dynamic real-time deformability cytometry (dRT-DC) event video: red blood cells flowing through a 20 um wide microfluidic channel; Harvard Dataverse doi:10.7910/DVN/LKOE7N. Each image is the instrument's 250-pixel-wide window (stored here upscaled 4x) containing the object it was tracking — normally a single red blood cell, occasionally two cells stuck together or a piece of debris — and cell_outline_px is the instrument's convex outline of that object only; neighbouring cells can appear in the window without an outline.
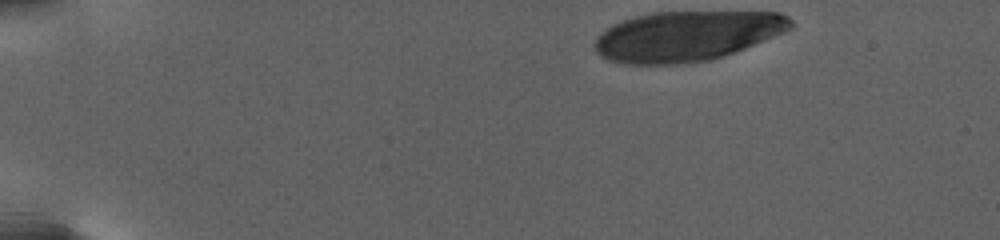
{"species": "human", "species_latin": "Homo sapiens", "temperature_condition": "warm", "stored_images_in_passage": 16, "camera_frame_rate_fps": 3000, "um_per_image_px": 0.085, "donor": {"sex": "female"}, "frame": {"image": 1, "passage_image": 1, "time_ms": 0.0, "image_size_px": [1000, 240], "cell_outline_px": [[792, 28], [784, 32], [724, 56], [708, 60], [680, 64], [624, 64], [608, 60], [600, 56], [596, 52], [592, 44], [596, 36], [600, 32], [612, 24], [636, 16], [656, 12], [780, 12], [788, 16], [792, 20]], "centroid_in_image_um": [58.32, 3.06], "position_along_channel_um": 26.7, "area_um2": 57.28}}